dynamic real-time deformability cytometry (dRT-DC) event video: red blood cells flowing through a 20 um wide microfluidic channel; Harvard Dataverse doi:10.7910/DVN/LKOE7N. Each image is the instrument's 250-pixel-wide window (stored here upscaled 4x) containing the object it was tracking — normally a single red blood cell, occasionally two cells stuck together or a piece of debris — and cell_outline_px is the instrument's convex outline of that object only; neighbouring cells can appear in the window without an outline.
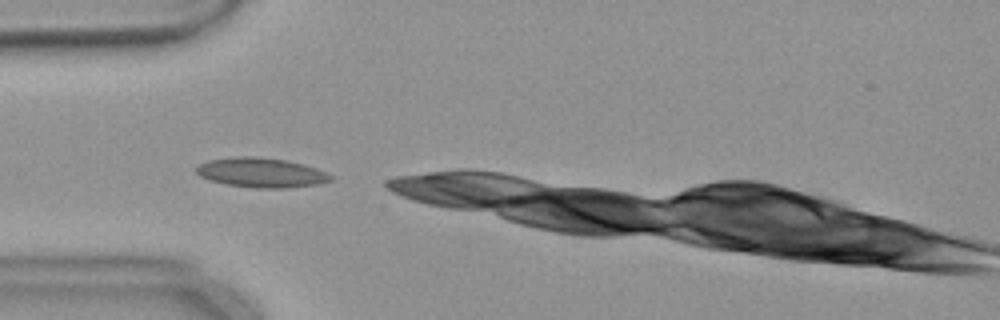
{"species": "common noctule bat (a hibernating species)", "species_latin": "Nyctalus noctula", "temperature_condition": "warm", "stored_images_in_passage": 25, "camera_frame_rate_fps": 3000, "um_per_image_px": 0.085, "animal": {"sex": "female", "body_mass_g": 18.4}, "frame": {"image": 1, "passage_image": 1, "time_ms": 0.0, "image_size_px": [1000, 320], "cell_outline_px": [[332, 180], [320, 184], [288, 188], [256, 188], [224, 184], [208, 180], [200, 176], [196, 172], [196, 164], [208, 160], [236, 156], [256, 156], [288, 160], [304, 164], [316, 168], [332, 176]], "centroid_in_image_um": [22.17, 14.67], "position_along_channel_um": 62.8, "area_um2": 23.52}}
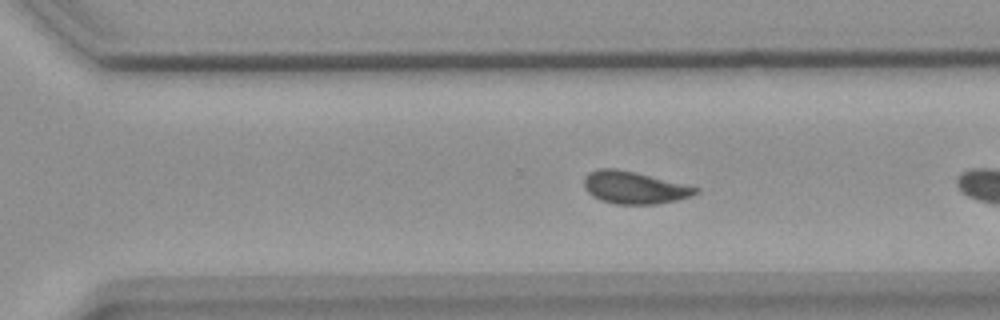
{"frame": {"image": 2, "passage_image": 22, "time_ms": 7.0, "image_size_px": [1000, 320], "cell_outline_px": [[700, 192], [692, 196], [676, 200], [656, 204], [616, 204], [600, 200], [592, 196], [584, 188], [584, 176], [588, 172], [600, 168], [616, 168], [636, 172], [700, 188]], "centroid_in_image_um": [53.89, 15.94], "position_along_channel_um": 316.7, "area_um2": 21.15}}